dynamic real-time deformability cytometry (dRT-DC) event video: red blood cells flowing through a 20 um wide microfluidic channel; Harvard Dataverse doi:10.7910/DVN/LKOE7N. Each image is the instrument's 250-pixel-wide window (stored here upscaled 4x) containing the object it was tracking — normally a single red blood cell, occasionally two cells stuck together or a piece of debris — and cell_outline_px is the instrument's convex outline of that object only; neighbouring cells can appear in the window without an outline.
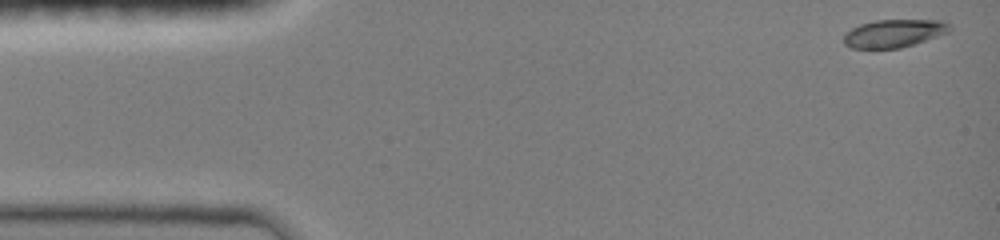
{"species": "common noctule bat (a hibernating species)", "species_latin": "Nyctalus noctula", "temperature_condition": "room temperature", "stored_images_in_passage": 14, "camera_frame_rate_fps": 3000, "um_per_image_px": 0.085, "animal": {"sex": "female", "body_mass_g": 19.0, "forearm_length_mm": 51.5}, "frame": {"image": 1, "passage_image": 1, "time_ms": 0.0, "image_size_px": [1000, 240], "cell_outline_px": [[952, 28], [948, 32], [900, 48], [852, 48], [844, 44], [844, 32], [860, 24], [876, 20], [944, 20], [952, 24]], "centroid_in_image_um": [75.98, 2.82], "position_along_channel_um": 9.0, "area_um2": 17.17}}
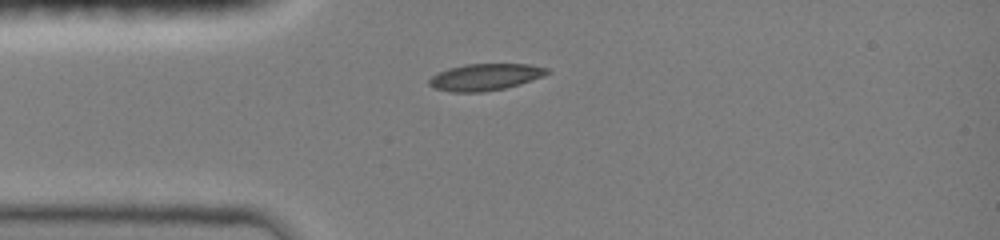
{"frame": {"image": 2, "passage_image": 10, "time_ms": 3.333, "image_size_px": [1000, 240], "cell_outline_px": [[552, 72], [544, 76], [520, 84], [504, 88], [484, 92], [452, 92], [436, 88], [428, 84], [428, 80], [432, 76], [448, 68], [464, 64], [528, 64], [548, 68]], "centroid_in_image_um": [41.27, 6.54], "position_along_channel_um": 43.7, "area_um2": 18.38}}
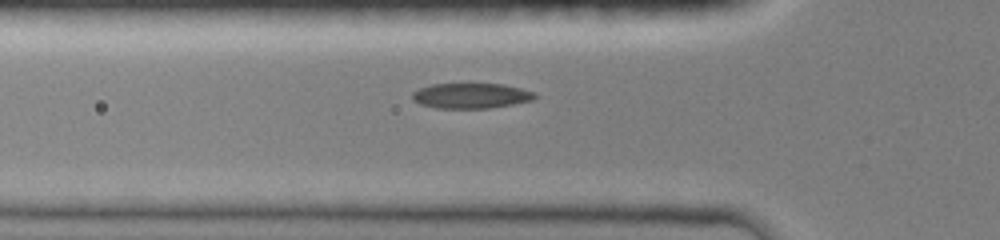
{"frame": {"image": 3, "passage_image": 14, "time_ms": 4.667, "image_size_px": [1000, 240], "cell_outline_px": [[536, 96], [532, 100], [512, 104], [488, 108], [436, 108], [420, 104], [412, 100], [412, 92], [420, 88], [432, 84], [504, 84], [520, 88], [532, 92]], "centroid_in_image_um": [39.99, 8.14], "position_along_channel_um": 85.8, "area_um2": 17.86}}